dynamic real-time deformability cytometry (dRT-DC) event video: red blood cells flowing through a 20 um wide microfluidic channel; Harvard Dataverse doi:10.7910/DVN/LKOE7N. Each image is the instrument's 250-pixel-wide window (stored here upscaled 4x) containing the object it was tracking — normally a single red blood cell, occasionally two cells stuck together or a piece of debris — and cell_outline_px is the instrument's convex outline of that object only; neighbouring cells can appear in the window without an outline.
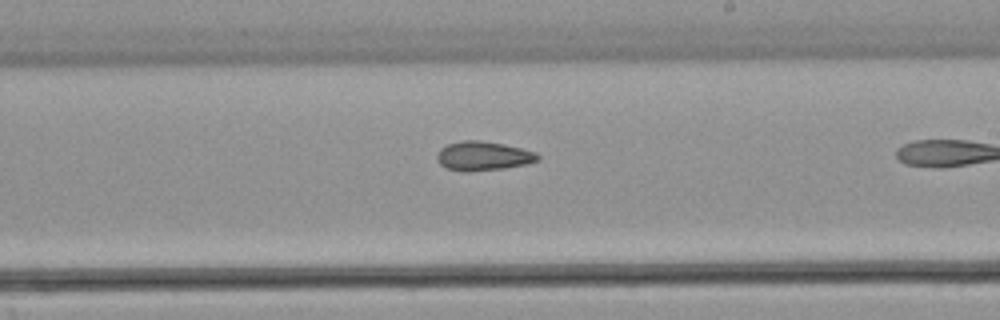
{"species": "common noctule bat (a hibernating species)", "species_latin": "Nyctalus noctula", "temperature_condition": "warm", "stored_images_in_passage": 24, "camera_frame_rate_fps": 3000, "um_per_image_px": 0.085, "animal": {"sex": "male", "body_mass_g": 21.5, "forearm_length_mm": 52.0}, "frame": {"image": 1, "passage_image": 21, "time_ms": 6.667, "image_size_px": [1000, 320], "cell_outline_px": [[540, 160], [524, 164], [504, 168], [468, 172], [464, 172], [448, 168], [440, 164], [436, 160], [436, 156], [440, 148], [448, 144], [464, 140], [480, 140], [504, 144], [536, 152], [540, 156]], "centroid_in_image_um": [41.06, 13.26], "position_along_channel_um": 247.9, "area_um2": 17.11}}